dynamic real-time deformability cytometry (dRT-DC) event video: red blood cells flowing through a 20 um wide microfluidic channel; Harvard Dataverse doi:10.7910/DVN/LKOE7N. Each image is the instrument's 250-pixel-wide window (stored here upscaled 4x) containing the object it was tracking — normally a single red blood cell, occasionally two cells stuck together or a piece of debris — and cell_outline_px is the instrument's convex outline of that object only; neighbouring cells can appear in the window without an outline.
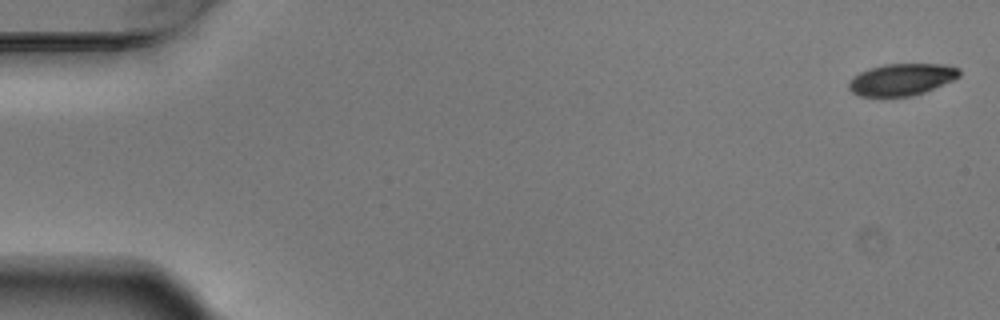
{"species": "Egyptian fruit bat (a non-hibernating species)", "species_latin": "Rousettus aegyptiacus", "temperature_condition": "warm", "stored_images_in_passage": 5, "camera_frame_rate_fps": 3000, "um_per_image_px": 0.085, "animal": {"sex": "male"}, "frame": {"image": 1, "passage_image": 1, "time_ms": 0.0, "image_size_px": [1000, 320], "cell_outline_px": [[960, 76], [952, 80], [924, 92], [912, 96], [860, 96], [852, 92], [848, 88], [848, 84], [860, 72], [884, 64], [948, 64], [960, 68]], "centroid_in_image_um": [76.68, 6.75], "position_along_channel_um": 8.3, "area_um2": 20.29}}